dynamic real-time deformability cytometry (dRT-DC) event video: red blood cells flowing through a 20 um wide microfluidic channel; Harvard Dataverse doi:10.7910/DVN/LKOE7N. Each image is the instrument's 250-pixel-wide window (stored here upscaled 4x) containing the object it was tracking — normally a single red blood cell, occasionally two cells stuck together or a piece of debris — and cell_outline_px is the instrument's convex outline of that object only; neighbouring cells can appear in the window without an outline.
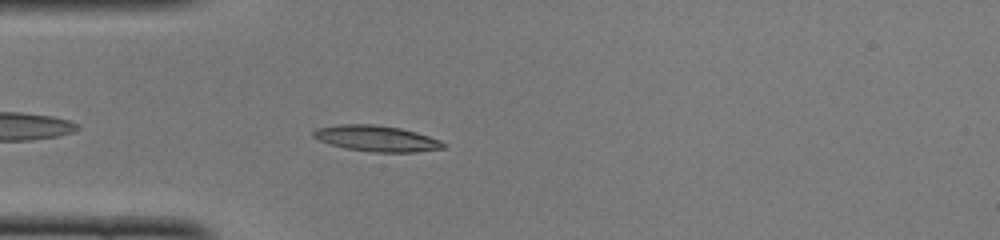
{"species": "common noctule bat (a hibernating species)", "species_latin": "Nyctalus noctula", "temperature_condition": "cold", "stored_images_in_passage": 39, "camera_frame_rate_fps": 3000, "um_per_image_px": 0.085, "animal": {"sex": "female", "body_mass_g": 22.0, "forearm_length_mm": 56.7}, "frame": {"image": 1, "passage_image": 4, "time_ms": 1.0, "image_size_px": [1000, 240], "cell_outline_px": [[448, 144], [444, 148], [416, 152], [372, 152], [344, 148], [320, 140], [312, 136], [312, 132], [316, 128], [340, 124], [372, 124], [400, 128], [416, 132], [440, 140]], "centroid_in_image_um": [32.02, 11.77], "position_along_channel_um": 53.0, "area_um2": 19.59}}
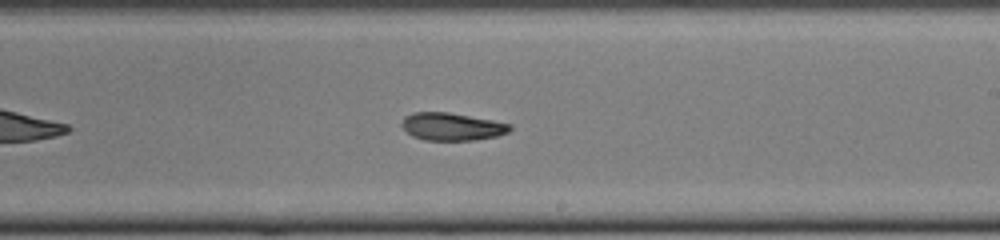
{"frame": {"image": 2, "passage_image": 19, "time_ms": 6.0, "image_size_px": [1000, 240], "cell_outline_px": [[512, 128], [508, 132], [496, 136], [476, 140], [424, 140], [412, 136], [400, 124], [404, 116], [412, 112], [448, 112], [492, 120], [512, 124]], "centroid_in_image_um": [38.4, 10.76], "position_along_channel_um": 250.6, "area_um2": 17.46}}
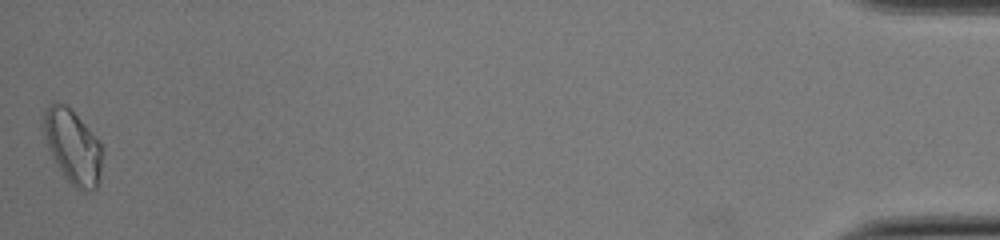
{"frame": {"image": 3, "passage_image": 39, "time_ms": 12.667, "image_size_px": [1000, 240], "cell_outline_px": [[104, 152], [100, 172], [96, 188], [88, 192], [84, 192], [76, 188], [64, 176], [52, 156], [48, 148], [40, 128], [40, 124], [44, 112], [48, 104], [52, 100], [56, 100], [64, 104], [84, 124], [104, 148]], "centroid_in_image_um": [6.14, 12.44], "position_along_channel_um": 429.1, "area_um2": 25.55}, "authors_computed_cell_mechanics": {"area_um2": 18.5538, "velocity_mm_per_s": 4.0919, "shape_relaxation_time_tau1_ms": 4.5317, "shape_relaxation_time_tau2_ms": null, "deformation_change_tau1": 0.1586, "deformation_change_tau2": null}}